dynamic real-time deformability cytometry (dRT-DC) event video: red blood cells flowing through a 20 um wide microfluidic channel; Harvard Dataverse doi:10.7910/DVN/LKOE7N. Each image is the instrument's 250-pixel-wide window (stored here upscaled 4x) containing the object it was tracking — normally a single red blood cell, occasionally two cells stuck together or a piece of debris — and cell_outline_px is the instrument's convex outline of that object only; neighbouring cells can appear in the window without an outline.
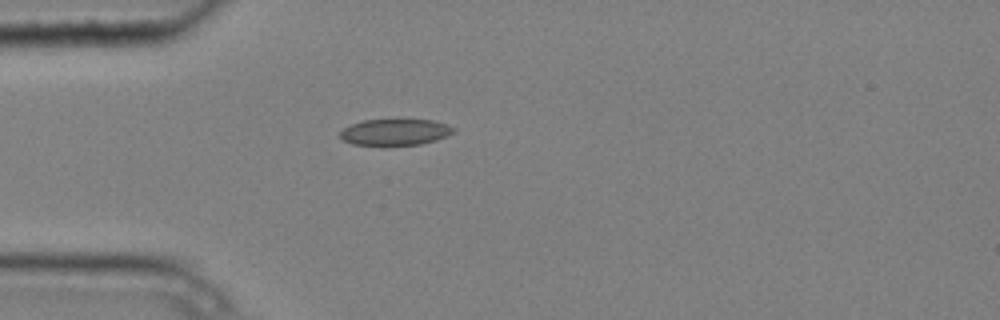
{"species": "common noctule bat (a hibernating species)", "species_latin": "Nyctalus noctula", "temperature_condition": "cold", "stored_images_in_passage": 1, "camera_frame_rate_fps": 3000, "um_per_image_px": 0.085, "animal": {"sex": "male", "body_mass_g": 20.4}, "frame": {"image": 1, "passage_image": 1, "time_ms": 0.0, "image_size_px": [1000, 320], "cell_outline_px": [[456, 132], [448, 136], [436, 140], [420, 144], [352, 144], [344, 140], [340, 136], [340, 132], [344, 128], [352, 124], [364, 120], [432, 120], [448, 124], [456, 128]], "centroid_in_image_um": [33.66, 11.21], "position_along_channel_um": 51.3, "area_um2": 17.11}}